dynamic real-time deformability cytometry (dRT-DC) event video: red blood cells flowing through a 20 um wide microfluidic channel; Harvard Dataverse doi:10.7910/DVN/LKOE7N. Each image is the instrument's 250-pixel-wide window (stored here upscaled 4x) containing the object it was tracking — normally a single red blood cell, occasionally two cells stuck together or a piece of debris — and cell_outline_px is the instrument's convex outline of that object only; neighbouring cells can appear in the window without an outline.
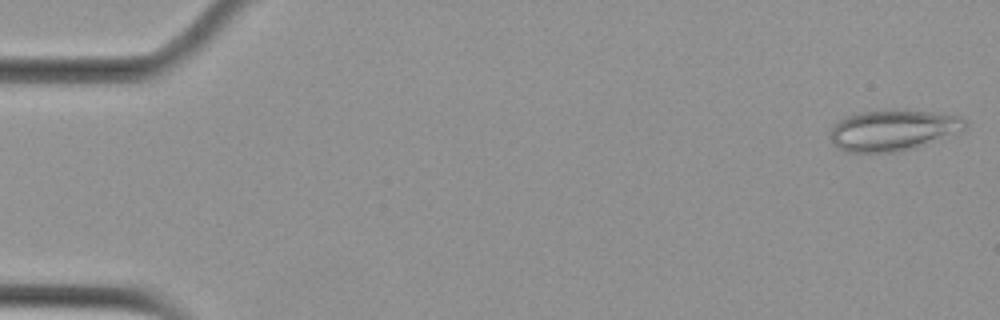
{"species": "Egyptian fruit bat (a non-hibernating species)", "species_latin": "Rousettus aegyptiacus", "temperature_condition": "cold", "stored_images_in_passage": 53, "camera_frame_rate_fps": 3000, "um_per_image_px": 0.085, "animal": {"sex": "female"}, "frame": {"image": 1, "passage_image": 1, "time_ms": 0.0, "image_size_px": [1000, 320], "cell_outline_px": [[968, 128], [960, 132], [916, 148], [892, 152], [844, 152], [828, 136], [832, 128], [844, 116], [856, 112], [932, 112], [960, 116], [968, 124]], "centroid_in_image_um": [75.93, 11.1], "position_along_channel_um": 9.1, "area_um2": 31.62}}
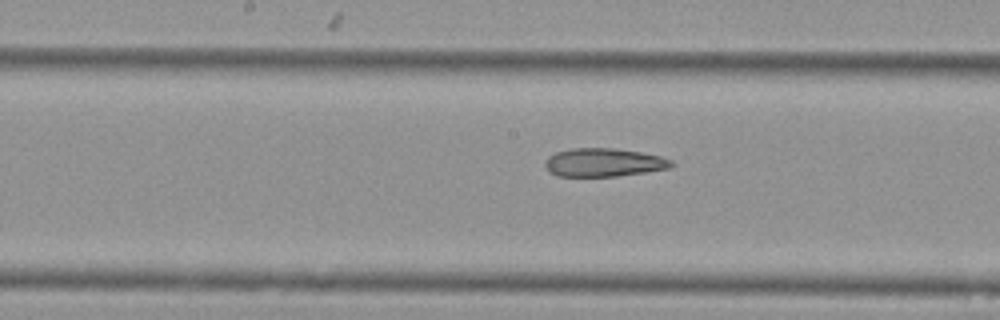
{"frame": {"image": 2, "passage_image": 27, "time_ms": 8.667, "image_size_px": [1000, 320], "cell_outline_px": [[676, 164], [672, 168], [616, 176], [556, 176], [548, 172], [544, 164], [544, 160], [548, 156], [556, 152], [572, 148], [616, 148], [640, 152], [660, 156], [672, 160]], "centroid_in_image_um": [51.31, 13.81], "position_along_channel_um": 196.9, "area_um2": 21.1}}
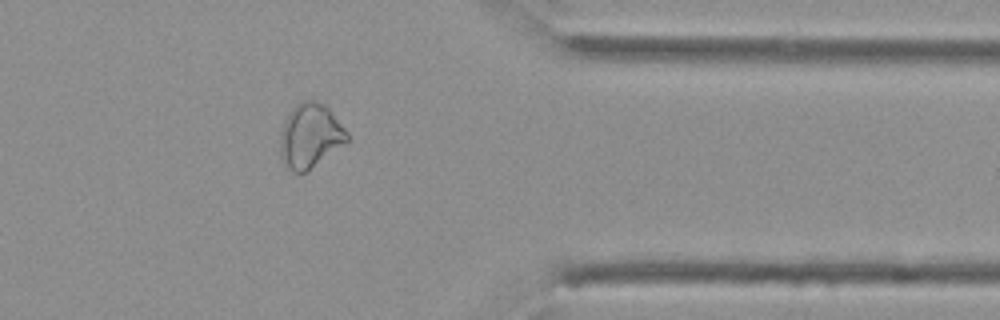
{"frame": {"image": 3, "passage_image": 43, "time_ms": 14.0, "image_size_px": [1000, 320], "cell_outline_px": [[348, 140], [308, 172], [288, 172], [284, 168], [280, 156], [280, 132], [284, 120], [292, 108], [300, 100], [316, 100], [324, 104], [328, 108], [348, 132]], "centroid_in_image_um": [26.31, 11.56], "position_along_channel_um": 385.1, "area_um2": 25.43}, "authors_computed_cell_mechanics": {"area_um2": 26.0678, "velocity_mm_per_s": 3.7871, "shape_relaxation_time_tau1_ms": null, "shape_relaxation_time_tau2_ms": 5.4227, "deformation_change_tau1": null, "deformation_change_tau2": 0.1272}}